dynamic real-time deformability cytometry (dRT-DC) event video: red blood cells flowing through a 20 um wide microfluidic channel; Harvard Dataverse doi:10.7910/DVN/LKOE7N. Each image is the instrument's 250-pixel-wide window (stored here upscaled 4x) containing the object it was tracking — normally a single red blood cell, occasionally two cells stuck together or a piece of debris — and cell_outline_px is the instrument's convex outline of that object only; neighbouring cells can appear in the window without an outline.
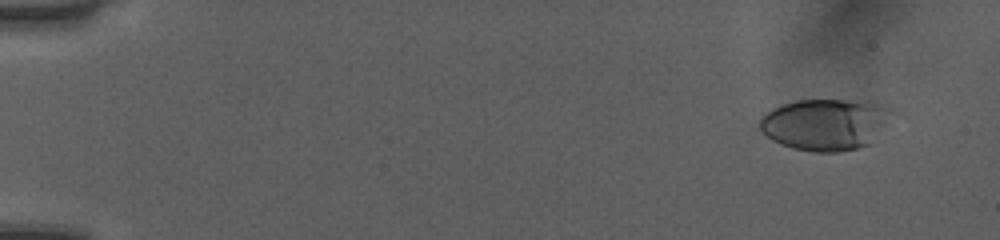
{"species": "human", "species_latin": "Homo sapiens", "temperature_condition": "room temperature", "stored_images_in_passage": 51, "camera_frame_rate_fps": 3000, "um_per_image_px": 0.085, "donor": {"sex": "female"}, "frame": {"image": 1, "passage_image": 4, "time_ms": 1.0, "image_size_px": [1000, 240], "cell_outline_px": [[900, 112], [868, 144], [856, 148], [840, 152], [812, 152], [792, 148], [772, 140], [760, 128], [760, 116], [764, 112], [772, 108], [796, 100], [872, 100], [892, 108]], "centroid_in_image_um": [70.24, 10.54], "position_along_channel_um": 14.8, "area_um2": 40.46}}
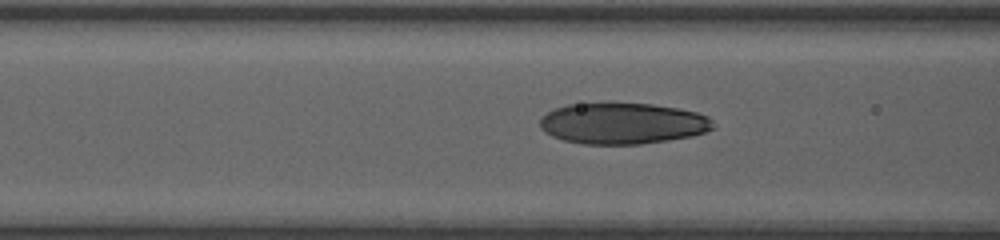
{"frame": {"image": 2, "passage_image": 22, "time_ms": 7.0, "image_size_px": [1000, 240], "cell_outline_px": [[716, 128], [692, 136], [668, 140], [640, 144], [584, 144], [564, 140], [552, 136], [544, 132], [540, 128], [540, 120], [548, 112], [556, 108], [568, 104], [608, 100], [652, 104], [676, 108], [696, 112], [708, 116], [712, 120]], "centroid_in_image_um": [52.91, 10.45], "position_along_channel_um": 113.7, "area_um2": 42.48}}
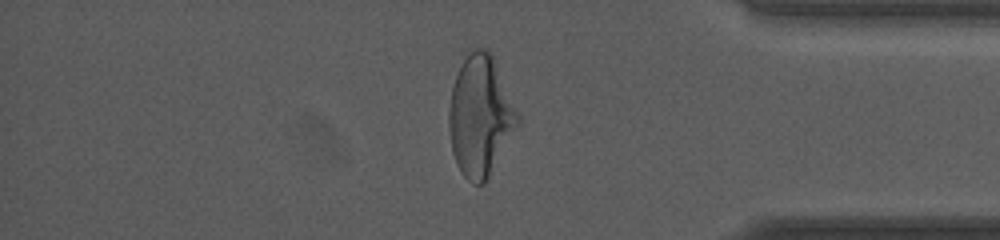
{"frame": {"image": 3, "passage_image": 44, "time_ms": 14.333, "image_size_px": [1000, 240], "cell_outline_px": [[520, 124], [484, 184], [472, 184], [460, 172], [456, 164], [452, 152], [448, 128], [448, 112], [452, 88], [456, 76], [464, 60], [476, 48], [484, 48], [492, 56], [520, 116]], "centroid_in_image_um": [40.82, 9.93], "position_along_channel_um": 394.4, "area_um2": 47.86}, "authors_computed_cell_mechanics": {"area_um2": 41.4426, "velocity_mm_per_s": 4.0726, "shape_relaxation_time_tau1_ms": 4.9716, "shape_relaxation_time_tau2_ms": 0.8384, "deformation_change_tau1": 0.1981, "deformation_change_tau2": 0.0736}}